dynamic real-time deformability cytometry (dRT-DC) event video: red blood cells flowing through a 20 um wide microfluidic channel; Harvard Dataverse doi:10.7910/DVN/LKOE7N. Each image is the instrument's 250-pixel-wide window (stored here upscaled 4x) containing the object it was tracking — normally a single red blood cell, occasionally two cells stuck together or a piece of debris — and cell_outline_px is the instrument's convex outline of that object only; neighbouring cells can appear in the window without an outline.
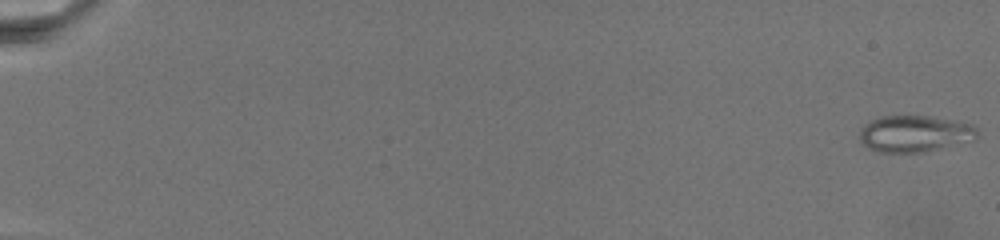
{"species": "common noctule bat (a hibernating species)", "species_latin": "Nyctalus noctula", "temperature_condition": "warm", "stored_images_in_passage": 44, "camera_frame_rate_fps": 3000, "um_per_image_px": 0.085, "animal": {"sex": "female", "body_mass_g": 19.5, "forearm_length_mm": 54.1}, "frame": {"image": 1, "passage_image": 1, "time_ms": 0.0, "image_size_px": [1000, 240], "cell_outline_px": [[976, 140], [944, 148], [924, 152], [876, 152], [868, 148], [860, 140], [860, 128], [864, 124], [880, 116], [928, 116], [952, 120], [972, 124], [976, 128]], "centroid_in_image_um": [77.75, 11.37], "position_along_channel_um": 7.3, "area_um2": 25.2}}
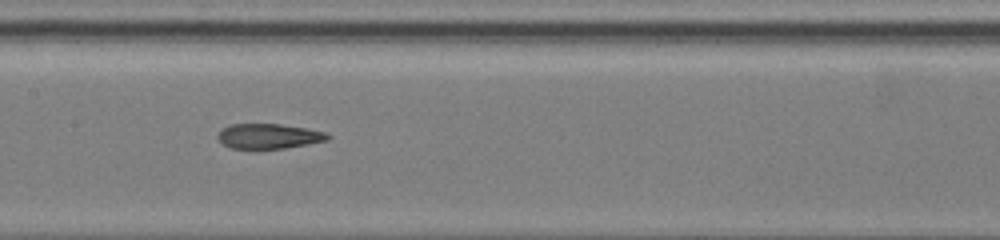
{"frame": {"image": 2, "passage_image": 27, "time_ms": 13.667, "image_size_px": [1000, 240], "cell_outline_px": [[332, 136], [328, 140], [308, 144], [284, 148], [232, 148], [224, 144], [216, 136], [224, 128], [232, 124], [280, 124], [308, 128], [328, 132]], "centroid_in_image_um": [22.93, 11.56], "position_along_channel_um": 184.5, "area_um2": 15.9}}
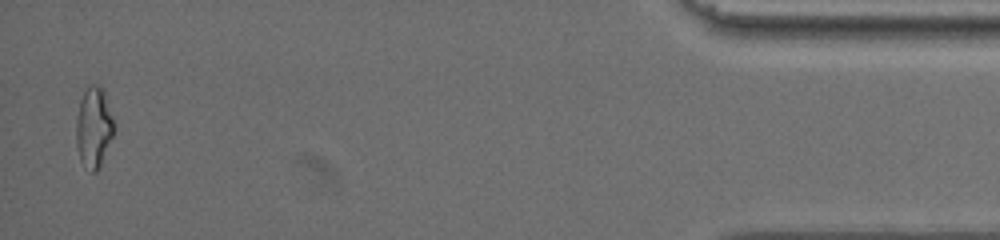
{"frame": {"image": 3, "passage_image": 44, "time_ms": 24.667, "image_size_px": [1000, 240], "cell_outline_px": [[116, 128], [100, 168], [96, 172], [92, 172], [80, 160], [76, 148], [76, 120], [80, 100], [84, 92], [92, 84], [96, 84], [104, 92]], "centroid_in_image_um": [7.97, 10.87], "position_along_channel_um": 427.2, "area_um2": 17.74}}